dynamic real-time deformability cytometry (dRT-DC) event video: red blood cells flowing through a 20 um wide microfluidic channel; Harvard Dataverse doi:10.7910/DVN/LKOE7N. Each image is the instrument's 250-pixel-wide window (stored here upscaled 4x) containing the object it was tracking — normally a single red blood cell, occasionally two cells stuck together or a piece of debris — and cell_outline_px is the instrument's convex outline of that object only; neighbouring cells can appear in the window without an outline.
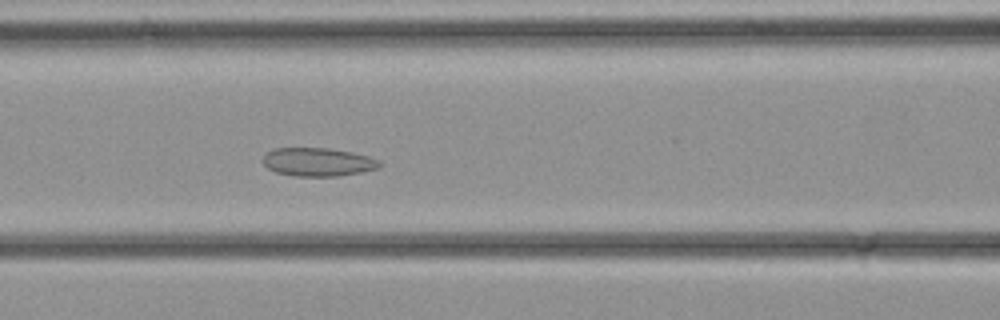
{"species": "common noctule bat (a hibernating species)", "species_latin": "Nyctalus noctula", "temperature_condition": "cold", "stored_images_in_passage": 36, "camera_frame_rate_fps": 3000, "um_per_image_px": 0.085, "animal": {"sex": "female", "body_mass_g": 21.9}, "frame": {"image": 1, "passage_image": 16, "time_ms": 5.0, "image_size_px": [1000, 320], "cell_outline_px": [[384, 164], [380, 168], [340, 176], [292, 176], [276, 172], [268, 168], [264, 164], [264, 156], [272, 148], [328, 148], [352, 152], [368, 156], [380, 160]], "centroid_in_image_um": [27.07, 13.77], "position_along_channel_um": 139.5, "area_um2": 19.42}}
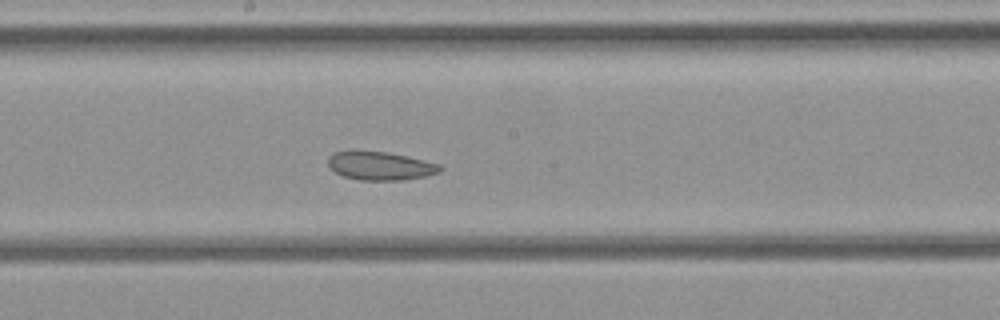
{"frame": {"image": 2, "passage_image": 20, "time_ms": 6.333, "image_size_px": [1000, 320], "cell_outline_px": [[444, 168], [440, 172], [424, 176], [404, 180], [360, 180], [344, 176], [336, 172], [328, 164], [328, 156], [332, 152], [348, 148], [356, 148], [384, 152], [404, 156], [440, 164]], "centroid_in_image_um": [32.25, 14.06], "position_along_channel_um": 216.0, "area_um2": 18.96}}
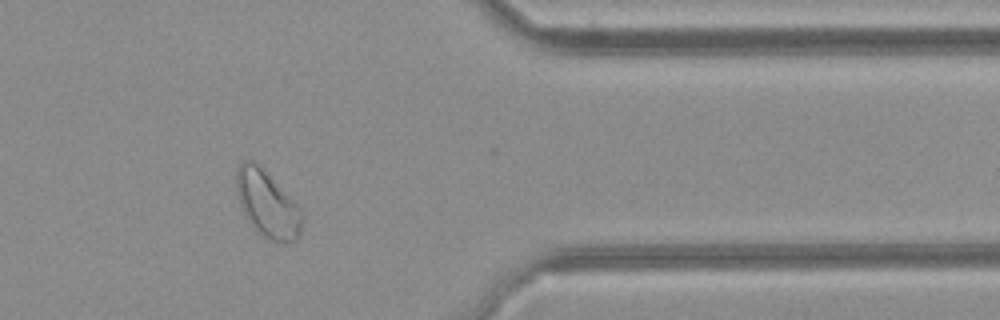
{"frame": {"image": 3, "passage_image": 30, "time_ms": 9.667, "image_size_px": [1000, 320], "cell_outline_px": [[304, 220], [300, 236], [296, 240], [284, 244], [280, 244], [268, 240], [260, 236], [256, 232], [244, 216], [236, 192], [236, 172], [240, 164], [244, 160], [252, 160], [304, 212]], "centroid_in_image_um": [22.73, 17.46], "position_along_channel_um": 388.7, "area_um2": 25.55}}